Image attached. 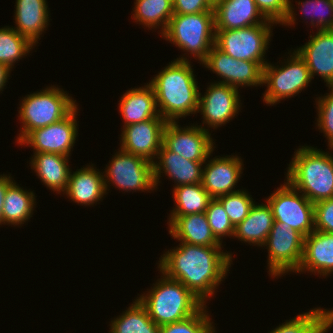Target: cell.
<instances>
[{
  "label": "cell",
  "mask_w": 333,
  "mask_h": 333,
  "mask_svg": "<svg viewBox=\"0 0 333 333\" xmlns=\"http://www.w3.org/2000/svg\"><path fill=\"white\" fill-rule=\"evenodd\" d=\"M176 248V249H175ZM162 256L158 265L161 273L180 281L206 304L231 266L232 254L222 247L194 245L180 242Z\"/></svg>",
  "instance_id": "cell-1"
},
{
  "label": "cell",
  "mask_w": 333,
  "mask_h": 333,
  "mask_svg": "<svg viewBox=\"0 0 333 333\" xmlns=\"http://www.w3.org/2000/svg\"><path fill=\"white\" fill-rule=\"evenodd\" d=\"M187 57H179L164 67L149 82L155 92L159 115L167 122L195 114L199 104V88Z\"/></svg>",
  "instance_id": "cell-2"
},
{
  "label": "cell",
  "mask_w": 333,
  "mask_h": 333,
  "mask_svg": "<svg viewBox=\"0 0 333 333\" xmlns=\"http://www.w3.org/2000/svg\"><path fill=\"white\" fill-rule=\"evenodd\" d=\"M287 181L312 203L333 198V155L312 146L295 151Z\"/></svg>",
  "instance_id": "cell-3"
},
{
  "label": "cell",
  "mask_w": 333,
  "mask_h": 333,
  "mask_svg": "<svg viewBox=\"0 0 333 333\" xmlns=\"http://www.w3.org/2000/svg\"><path fill=\"white\" fill-rule=\"evenodd\" d=\"M162 275L146 295L137 297L158 326L184 320L205 305L180 281L168 278L164 273Z\"/></svg>",
  "instance_id": "cell-4"
},
{
  "label": "cell",
  "mask_w": 333,
  "mask_h": 333,
  "mask_svg": "<svg viewBox=\"0 0 333 333\" xmlns=\"http://www.w3.org/2000/svg\"><path fill=\"white\" fill-rule=\"evenodd\" d=\"M76 100L68 96L58 86H50L40 92H34L22 99L19 119L22 128L17 142L29 132L56 123L65 118L76 106Z\"/></svg>",
  "instance_id": "cell-5"
},
{
  "label": "cell",
  "mask_w": 333,
  "mask_h": 333,
  "mask_svg": "<svg viewBox=\"0 0 333 333\" xmlns=\"http://www.w3.org/2000/svg\"><path fill=\"white\" fill-rule=\"evenodd\" d=\"M161 35L202 63L215 44L214 12L173 14Z\"/></svg>",
  "instance_id": "cell-6"
},
{
  "label": "cell",
  "mask_w": 333,
  "mask_h": 333,
  "mask_svg": "<svg viewBox=\"0 0 333 333\" xmlns=\"http://www.w3.org/2000/svg\"><path fill=\"white\" fill-rule=\"evenodd\" d=\"M276 23H262L234 30H215V46L237 60L257 62L262 68L268 63L265 53L268 49L271 26Z\"/></svg>",
  "instance_id": "cell-7"
},
{
  "label": "cell",
  "mask_w": 333,
  "mask_h": 333,
  "mask_svg": "<svg viewBox=\"0 0 333 333\" xmlns=\"http://www.w3.org/2000/svg\"><path fill=\"white\" fill-rule=\"evenodd\" d=\"M312 77L305 61L294 52L282 67L267 63L263 67L262 84H267L263 101L274 105L285 98L301 93L311 82Z\"/></svg>",
  "instance_id": "cell-8"
},
{
  "label": "cell",
  "mask_w": 333,
  "mask_h": 333,
  "mask_svg": "<svg viewBox=\"0 0 333 333\" xmlns=\"http://www.w3.org/2000/svg\"><path fill=\"white\" fill-rule=\"evenodd\" d=\"M268 199L274 221L282 222L304 238L315 230L314 203L287 180Z\"/></svg>",
  "instance_id": "cell-9"
},
{
  "label": "cell",
  "mask_w": 333,
  "mask_h": 333,
  "mask_svg": "<svg viewBox=\"0 0 333 333\" xmlns=\"http://www.w3.org/2000/svg\"><path fill=\"white\" fill-rule=\"evenodd\" d=\"M105 168L104 184L108 182L123 191H149L155 189L153 162L139 155L119 150Z\"/></svg>",
  "instance_id": "cell-10"
},
{
  "label": "cell",
  "mask_w": 333,
  "mask_h": 333,
  "mask_svg": "<svg viewBox=\"0 0 333 333\" xmlns=\"http://www.w3.org/2000/svg\"><path fill=\"white\" fill-rule=\"evenodd\" d=\"M263 246L268 249L269 275L278 277L298 270L304 246V237L299 232L282 222L274 221Z\"/></svg>",
  "instance_id": "cell-11"
},
{
  "label": "cell",
  "mask_w": 333,
  "mask_h": 333,
  "mask_svg": "<svg viewBox=\"0 0 333 333\" xmlns=\"http://www.w3.org/2000/svg\"><path fill=\"white\" fill-rule=\"evenodd\" d=\"M77 106L62 120L51 125L32 130L20 142L33 147L34 153H57L71 156L78 133Z\"/></svg>",
  "instance_id": "cell-12"
},
{
  "label": "cell",
  "mask_w": 333,
  "mask_h": 333,
  "mask_svg": "<svg viewBox=\"0 0 333 333\" xmlns=\"http://www.w3.org/2000/svg\"><path fill=\"white\" fill-rule=\"evenodd\" d=\"M208 129L197 126L182 128L177 122H167L163 132V145L179 156L191 161H208L214 144Z\"/></svg>",
  "instance_id": "cell-13"
},
{
  "label": "cell",
  "mask_w": 333,
  "mask_h": 333,
  "mask_svg": "<svg viewBox=\"0 0 333 333\" xmlns=\"http://www.w3.org/2000/svg\"><path fill=\"white\" fill-rule=\"evenodd\" d=\"M203 64L223 78L217 83L227 84L237 89L241 86L263 85V68L257 62L234 59L215 45L212 46Z\"/></svg>",
  "instance_id": "cell-14"
},
{
  "label": "cell",
  "mask_w": 333,
  "mask_h": 333,
  "mask_svg": "<svg viewBox=\"0 0 333 333\" xmlns=\"http://www.w3.org/2000/svg\"><path fill=\"white\" fill-rule=\"evenodd\" d=\"M240 101L237 88L227 84L211 83L204 96L201 97L199 93L197 113L201 112L203 115V124L216 129L238 114Z\"/></svg>",
  "instance_id": "cell-15"
},
{
  "label": "cell",
  "mask_w": 333,
  "mask_h": 333,
  "mask_svg": "<svg viewBox=\"0 0 333 333\" xmlns=\"http://www.w3.org/2000/svg\"><path fill=\"white\" fill-rule=\"evenodd\" d=\"M166 124L167 121L164 118H152L123 126L120 135V149L154 162L163 145V132Z\"/></svg>",
  "instance_id": "cell-16"
},
{
  "label": "cell",
  "mask_w": 333,
  "mask_h": 333,
  "mask_svg": "<svg viewBox=\"0 0 333 333\" xmlns=\"http://www.w3.org/2000/svg\"><path fill=\"white\" fill-rule=\"evenodd\" d=\"M202 170V186L212 198L236 192L235 185L243 173V162L238 156L215 157ZM233 188L235 190H233Z\"/></svg>",
  "instance_id": "cell-17"
},
{
  "label": "cell",
  "mask_w": 333,
  "mask_h": 333,
  "mask_svg": "<svg viewBox=\"0 0 333 333\" xmlns=\"http://www.w3.org/2000/svg\"><path fill=\"white\" fill-rule=\"evenodd\" d=\"M213 11L215 30H234L274 23L262 15L254 0H219L214 3Z\"/></svg>",
  "instance_id": "cell-18"
},
{
  "label": "cell",
  "mask_w": 333,
  "mask_h": 333,
  "mask_svg": "<svg viewBox=\"0 0 333 333\" xmlns=\"http://www.w3.org/2000/svg\"><path fill=\"white\" fill-rule=\"evenodd\" d=\"M317 31L295 51L307 64L312 78L317 74L326 85L333 84V30Z\"/></svg>",
  "instance_id": "cell-19"
},
{
  "label": "cell",
  "mask_w": 333,
  "mask_h": 333,
  "mask_svg": "<svg viewBox=\"0 0 333 333\" xmlns=\"http://www.w3.org/2000/svg\"><path fill=\"white\" fill-rule=\"evenodd\" d=\"M156 158L159 161L153 162L155 188L160 183L161 173L168 175L169 179L174 180L176 183L174 187L202 182V165L205 161L185 159L175 152L169 151L164 145L161 146Z\"/></svg>",
  "instance_id": "cell-20"
},
{
  "label": "cell",
  "mask_w": 333,
  "mask_h": 333,
  "mask_svg": "<svg viewBox=\"0 0 333 333\" xmlns=\"http://www.w3.org/2000/svg\"><path fill=\"white\" fill-rule=\"evenodd\" d=\"M168 221L169 234L178 241L211 247L222 245L213 235L205 212L170 215Z\"/></svg>",
  "instance_id": "cell-21"
},
{
  "label": "cell",
  "mask_w": 333,
  "mask_h": 333,
  "mask_svg": "<svg viewBox=\"0 0 333 333\" xmlns=\"http://www.w3.org/2000/svg\"><path fill=\"white\" fill-rule=\"evenodd\" d=\"M304 271L325 277L333 273V234L314 230L304 238L302 261L295 273Z\"/></svg>",
  "instance_id": "cell-22"
},
{
  "label": "cell",
  "mask_w": 333,
  "mask_h": 333,
  "mask_svg": "<svg viewBox=\"0 0 333 333\" xmlns=\"http://www.w3.org/2000/svg\"><path fill=\"white\" fill-rule=\"evenodd\" d=\"M119 110L124 126L152 118H162L157 109L154 88L150 83L144 87L127 90L120 99Z\"/></svg>",
  "instance_id": "cell-23"
},
{
  "label": "cell",
  "mask_w": 333,
  "mask_h": 333,
  "mask_svg": "<svg viewBox=\"0 0 333 333\" xmlns=\"http://www.w3.org/2000/svg\"><path fill=\"white\" fill-rule=\"evenodd\" d=\"M93 165H88L75 172H70L65 194L72 201L82 205L97 204L106 194L104 174Z\"/></svg>",
  "instance_id": "cell-24"
},
{
  "label": "cell",
  "mask_w": 333,
  "mask_h": 333,
  "mask_svg": "<svg viewBox=\"0 0 333 333\" xmlns=\"http://www.w3.org/2000/svg\"><path fill=\"white\" fill-rule=\"evenodd\" d=\"M14 29L36 46L40 35L49 25L46 0H16Z\"/></svg>",
  "instance_id": "cell-25"
},
{
  "label": "cell",
  "mask_w": 333,
  "mask_h": 333,
  "mask_svg": "<svg viewBox=\"0 0 333 333\" xmlns=\"http://www.w3.org/2000/svg\"><path fill=\"white\" fill-rule=\"evenodd\" d=\"M68 156L57 153H34L31 168L49 189L57 193L65 192L70 177Z\"/></svg>",
  "instance_id": "cell-26"
},
{
  "label": "cell",
  "mask_w": 333,
  "mask_h": 333,
  "mask_svg": "<svg viewBox=\"0 0 333 333\" xmlns=\"http://www.w3.org/2000/svg\"><path fill=\"white\" fill-rule=\"evenodd\" d=\"M273 224L274 217L269 204L254 203L247 217L235 227L233 237L263 247Z\"/></svg>",
  "instance_id": "cell-27"
},
{
  "label": "cell",
  "mask_w": 333,
  "mask_h": 333,
  "mask_svg": "<svg viewBox=\"0 0 333 333\" xmlns=\"http://www.w3.org/2000/svg\"><path fill=\"white\" fill-rule=\"evenodd\" d=\"M14 181L7 189L2 208V224L21 225L28 221L35 207V195Z\"/></svg>",
  "instance_id": "cell-28"
},
{
  "label": "cell",
  "mask_w": 333,
  "mask_h": 333,
  "mask_svg": "<svg viewBox=\"0 0 333 333\" xmlns=\"http://www.w3.org/2000/svg\"><path fill=\"white\" fill-rule=\"evenodd\" d=\"M333 326V310L314 308L277 326L270 333H326Z\"/></svg>",
  "instance_id": "cell-29"
},
{
  "label": "cell",
  "mask_w": 333,
  "mask_h": 333,
  "mask_svg": "<svg viewBox=\"0 0 333 333\" xmlns=\"http://www.w3.org/2000/svg\"><path fill=\"white\" fill-rule=\"evenodd\" d=\"M109 333H160L144 305L136 298L124 313L111 321Z\"/></svg>",
  "instance_id": "cell-30"
},
{
  "label": "cell",
  "mask_w": 333,
  "mask_h": 333,
  "mask_svg": "<svg viewBox=\"0 0 333 333\" xmlns=\"http://www.w3.org/2000/svg\"><path fill=\"white\" fill-rule=\"evenodd\" d=\"M176 204L171 215H188L205 212L213 199L201 183L180 185L173 188Z\"/></svg>",
  "instance_id": "cell-31"
},
{
  "label": "cell",
  "mask_w": 333,
  "mask_h": 333,
  "mask_svg": "<svg viewBox=\"0 0 333 333\" xmlns=\"http://www.w3.org/2000/svg\"><path fill=\"white\" fill-rule=\"evenodd\" d=\"M133 18L146 28H161V34L173 16V4L169 0H135Z\"/></svg>",
  "instance_id": "cell-32"
},
{
  "label": "cell",
  "mask_w": 333,
  "mask_h": 333,
  "mask_svg": "<svg viewBox=\"0 0 333 333\" xmlns=\"http://www.w3.org/2000/svg\"><path fill=\"white\" fill-rule=\"evenodd\" d=\"M33 44L13 27L0 28V63L10 70L18 59L23 58L33 49Z\"/></svg>",
  "instance_id": "cell-33"
},
{
  "label": "cell",
  "mask_w": 333,
  "mask_h": 333,
  "mask_svg": "<svg viewBox=\"0 0 333 333\" xmlns=\"http://www.w3.org/2000/svg\"><path fill=\"white\" fill-rule=\"evenodd\" d=\"M206 307L205 304L197 313L184 320L161 325L160 333H215Z\"/></svg>",
  "instance_id": "cell-34"
},
{
  "label": "cell",
  "mask_w": 333,
  "mask_h": 333,
  "mask_svg": "<svg viewBox=\"0 0 333 333\" xmlns=\"http://www.w3.org/2000/svg\"><path fill=\"white\" fill-rule=\"evenodd\" d=\"M223 205L231 223L236 227L249 214L253 198L245 190H238L217 198Z\"/></svg>",
  "instance_id": "cell-35"
},
{
  "label": "cell",
  "mask_w": 333,
  "mask_h": 333,
  "mask_svg": "<svg viewBox=\"0 0 333 333\" xmlns=\"http://www.w3.org/2000/svg\"><path fill=\"white\" fill-rule=\"evenodd\" d=\"M262 15L276 24H295V13L291 0H254Z\"/></svg>",
  "instance_id": "cell-36"
},
{
  "label": "cell",
  "mask_w": 333,
  "mask_h": 333,
  "mask_svg": "<svg viewBox=\"0 0 333 333\" xmlns=\"http://www.w3.org/2000/svg\"><path fill=\"white\" fill-rule=\"evenodd\" d=\"M298 5L301 6V12L305 16V20L309 18V14H313L310 16L312 26H320L319 30H333V0H307L306 2L299 1ZM325 12L329 16H326Z\"/></svg>",
  "instance_id": "cell-37"
},
{
  "label": "cell",
  "mask_w": 333,
  "mask_h": 333,
  "mask_svg": "<svg viewBox=\"0 0 333 333\" xmlns=\"http://www.w3.org/2000/svg\"><path fill=\"white\" fill-rule=\"evenodd\" d=\"M208 223L211 227L215 238L222 243V238L225 236H234L235 227L231 223L222 203L213 198L205 211Z\"/></svg>",
  "instance_id": "cell-38"
},
{
  "label": "cell",
  "mask_w": 333,
  "mask_h": 333,
  "mask_svg": "<svg viewBox=\"0 0 333 333\" xmlns=\"http://www.w3.org/2000/svg\"><path fill=\"white\" fill-rule=\"evenodd\" d=\"M330 93L325 96H319L317 100V125L318 129L324 133L328 140V146L333 149V84L327 85Z\"/></svg>",
  "instance_id": "cell-39"
},
{
  "label": "cell",
  "mask_w": 333,
  "mask_h": 333,
  "mask_svg": "<svg viewBox=\"0 0 333 333\" xmlns=\"http://www.w3.org/2000/svg\"><path fill=\"white\" fill-rule=\"evenodd\" d=\"M315 230L333 234V198L314 203Z\"/></svg>",
  "instance_id": "cell-40"
},
{
  "label": "cell",
  "mask_w": 333,
  "mask_h": 333,
  "mask_svg": "<svg viewBox=\"0 0 333 333\" xmlns=\"http://www.w3.org/2000/svg\"><path fill=\"white\" fill-rule=\"evenodd\" d=\"M174 14H197L214 12V4L210 0H173Z\"/></svg>",
  "instance_id": "cell-41"
},
{
  "label": "cell",
  "mask_w": 333,
  "mask_h": 333,
  "mask_svg": "<svg viewBox=\"0 0 333 333\" xmlns=\"http://www.w3.org/2000/svg\"><path fill=\"white\" fill-rule=\"evenodd\" d=\"M12 177L7 175H0V225L2 224V208L4 205V198L8 187L13 183Z\"/></svg>",
  "instance_id": "cell-42"
},
{
  "label": "cell",
  "mask_w": 333,
  "mask_h": 333,
  "mask_svg": "<svg viewBox=\"0 0 333 333\" xmlns=\"http://www.w3.org/2000/svg\"><path fill=\"white\" fill-rule=\"evenodd\" d=\"M10 72L11 70L6 65L0 63V92L3 91L6 82H8Z\"/></svg>",
  "instance_id": "cell-43"
},
{
  "label": "cell",
  "mask_w": 333,
  "mask_h": 333,
  "mask_svg": "<svg viewBox=\"0 0 333 333\" xmlns=\"http://www.w3.org/2000/svg\"><path fill=\"white\" fill-rule=\"evenodd\" d=\"M213 4L215 3V2H217V1H219V0H210Z\"/></svg>",
  "instance_id": "cell-44"
}]
</instances>
